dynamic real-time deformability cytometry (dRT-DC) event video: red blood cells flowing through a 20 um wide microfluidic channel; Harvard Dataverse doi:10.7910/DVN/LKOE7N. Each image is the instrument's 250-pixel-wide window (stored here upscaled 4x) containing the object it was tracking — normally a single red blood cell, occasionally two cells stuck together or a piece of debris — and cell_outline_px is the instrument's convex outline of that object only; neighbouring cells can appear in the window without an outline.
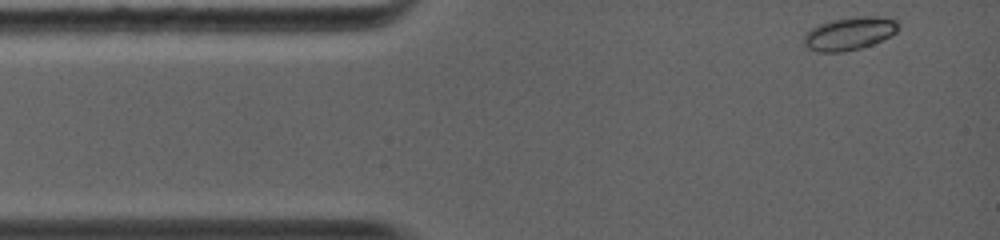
{"species": "common noctule bat (a hibernating species)", "species_latin": "Nyctalus noctula", "temperature_condition": "warm", "stored_images_in_passage": 36, "camera_frame_rate_fps": 5000, "um_per_image_px": 0.085, "animal": {"sex": "female", "body_mass_g": 19.0, "forearm_length_mm": 56.7}, "frame": {"image": 1, "passage_image": 1, "time_ms": 0.0, "image_size_px": [1000, 240], "cell_outline_px": [[900, 28], [896, 32], [872, 44], [860, 48], [844, 52], [816, 52], [808, 48], [804, 44], [804, 36], [812, 28], [820, 24], [832, 20], [852, 16], [872, 16], [896, 20]], "centroid_in_image_um": [72.18, 2.85], "position_along_channel_um": 12.8, "area_um2": 17.98}}
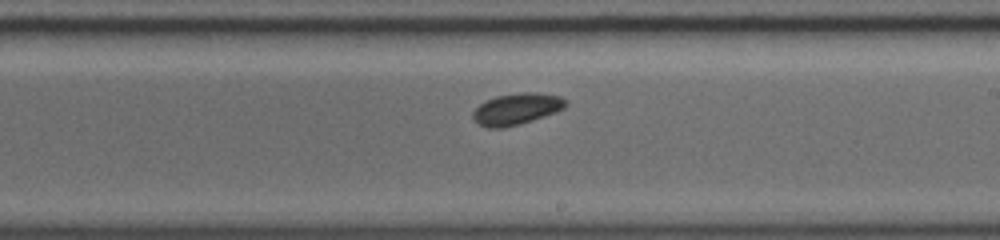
{"frame": {"image": 2, "passage_image": 21, "time_ms": 6.6, "image_size_px": [1000, 240], "cell_outline_px": [[568, 104], [564, 108], [556, 112], [520, 124], [504, 128], [488, 128], [476, 124], [472, 120], [472, 112], [484, 100], [496, 96], [520, 92], [536, 92], [560, 96], [568, 100]], "centroid_in_image_um": [43.89, 9.26], "position_along_channel_um": 245.1, "area_um2": 17.34}}
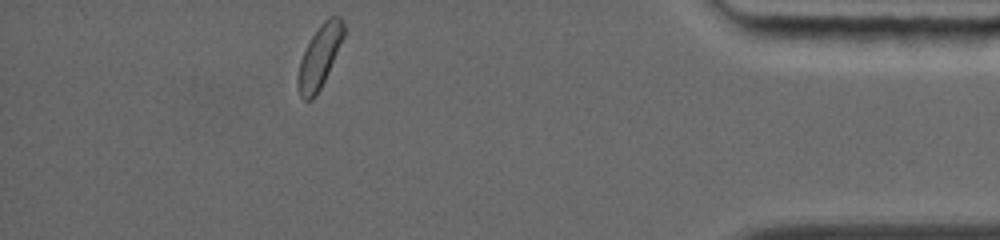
{"frame": {"image": 3, "passage_image": 36, "time_ms": 11.4, "image_size_px": [1000, 240], "cell_outline_px": [[344, 36], [324, 80], [316, 96], [312, 100], [304, 100], [300, 96], [296, 80], [300, 60], [312, 36], [320, 24], [328, 16], [340, 16], [344, 24]], "centroid_in_image_um": [27.14, 4.81], "position_along_channel_um": 408.1, "area_um2": 16.42}}